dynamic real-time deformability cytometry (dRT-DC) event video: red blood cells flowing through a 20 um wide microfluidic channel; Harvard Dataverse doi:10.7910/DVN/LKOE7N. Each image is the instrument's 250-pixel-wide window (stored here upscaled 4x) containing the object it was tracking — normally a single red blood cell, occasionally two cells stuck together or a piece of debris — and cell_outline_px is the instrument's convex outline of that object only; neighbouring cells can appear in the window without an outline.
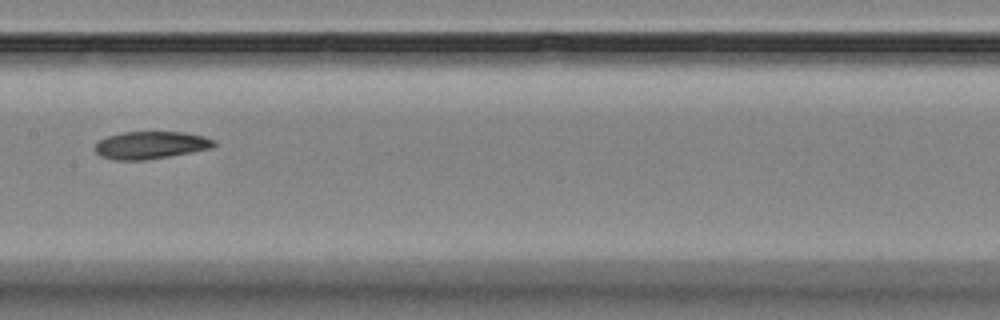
{"species": "Egyptian fruit bat (a non-hibernating species)", "species_latin": "Rousettus aegyptiacus", "temperature_condition": "room temperature", "stored_images_in_passage": 15, "camera_frame_rate_fps": 3000, "um_per_image_px": 0.085, "animal": {"sex": "female"}, "frame": {"image": 1, "passage_image": 7, "time_ms": 7.0, "image_size_px": [1000, 320], "cell_outline_px": [[216, 144], [212, 148], [192, 152], [144, 160], [116, 160], [100, 156], [92, 148], [100, 140], [108, 136], [124, 132], [184, 132], [204, 136], [212, 140]], "centroid_in_image_um": [12.78, 12.34], "position_along_channel_um": 194.6, "area_um2": 18.96}}
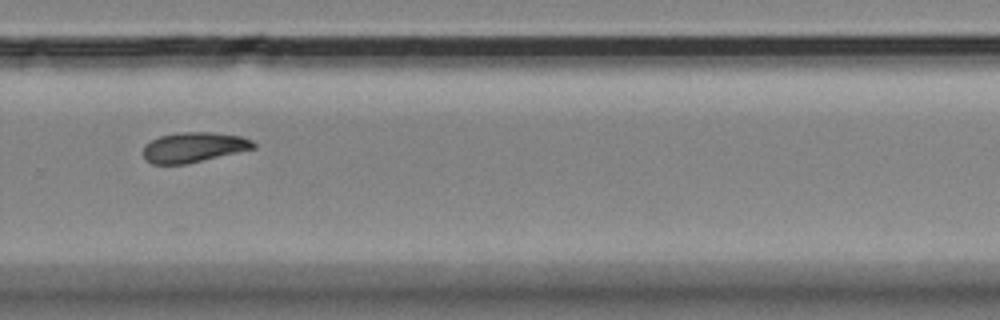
{"frame": {"image": 2, "passage_image": 10, "time_ms": 10.333, "image_size_px": [1000, 320], "cell_outline_px": [[256, 148], [188, 164], [152, 164], [144, 156], [144, 144], [160, 136], [180, 132], [212, 132], [240, 136], [252, 140], [256, 144]], "centroid_in_image_um": [16.49, 12.52], "position_along_channel_um": 313.3, "area_um2": 19.31}}
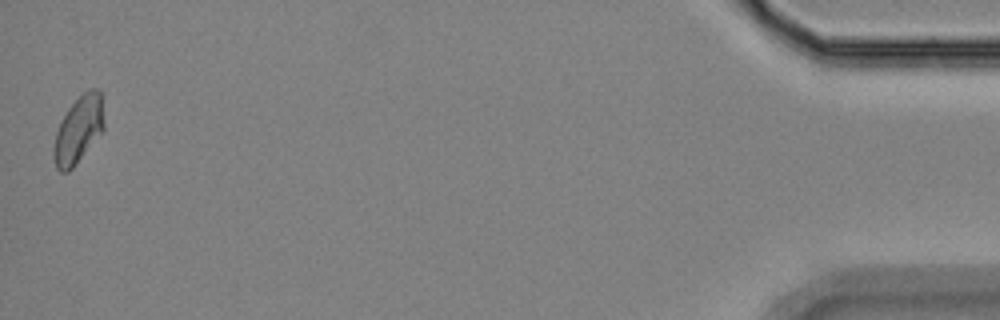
{"frame": {"image": 3, "passage_image": 15, "time_ms": 16.0, "image_size_px": [1000, 320], "cell_outline_px": [[104, 128], [72, 168], [68, 172], [60, 172], [56, 168], [52, 156], [52, 148], [56, 132], [68, 108], [88, 88], [100, 88], [104, 124]], "centroid_in_image_um": [6.64, 11.02], "position_along_channel_um": 428.6, "area_um2": 19.36}}